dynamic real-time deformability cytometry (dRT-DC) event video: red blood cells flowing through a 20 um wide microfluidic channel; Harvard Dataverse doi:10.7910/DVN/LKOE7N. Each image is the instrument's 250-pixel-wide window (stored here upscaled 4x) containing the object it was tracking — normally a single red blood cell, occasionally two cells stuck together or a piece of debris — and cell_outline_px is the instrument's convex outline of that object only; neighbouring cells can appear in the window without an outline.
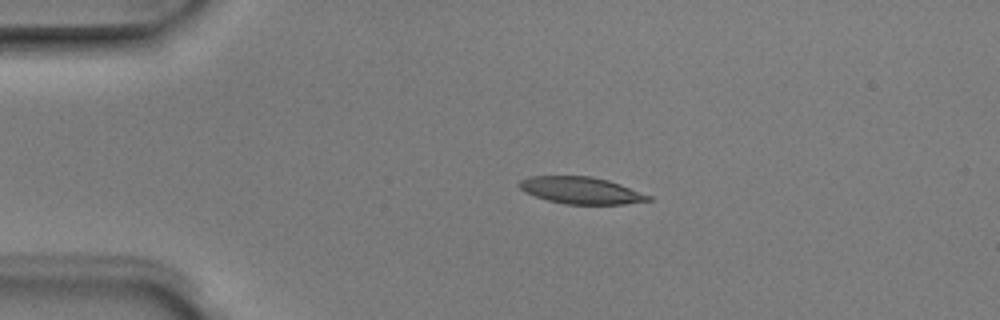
{"species": "Egyptian fruit bat (a non-hibernating species)", "species_latin": "Rousettus aegyptiacus", "temperature_condition": "room temperature", "stored_images_in_passage": 2, "camera_frame_rate_fps": 3000, "um_per_image_px": 0.085, "animal": {"sex": "male"}, "frame": {"image": 1, "passage_image": 1, "time_ms": 0.0, "image_size_px": [1000, 320], "cell_outline_px": [[652, 200], [624, 204], [564, 204], [548, 200], [524, 192], [516, 184], [520, 180], [528, 176], [592, 176], [608, 180], [620, 184], [652, 196]], "centroid_in_image_um": [49.37, 16.18], "position_along_channel_um": 35.6, "area_um2": 20.29}}